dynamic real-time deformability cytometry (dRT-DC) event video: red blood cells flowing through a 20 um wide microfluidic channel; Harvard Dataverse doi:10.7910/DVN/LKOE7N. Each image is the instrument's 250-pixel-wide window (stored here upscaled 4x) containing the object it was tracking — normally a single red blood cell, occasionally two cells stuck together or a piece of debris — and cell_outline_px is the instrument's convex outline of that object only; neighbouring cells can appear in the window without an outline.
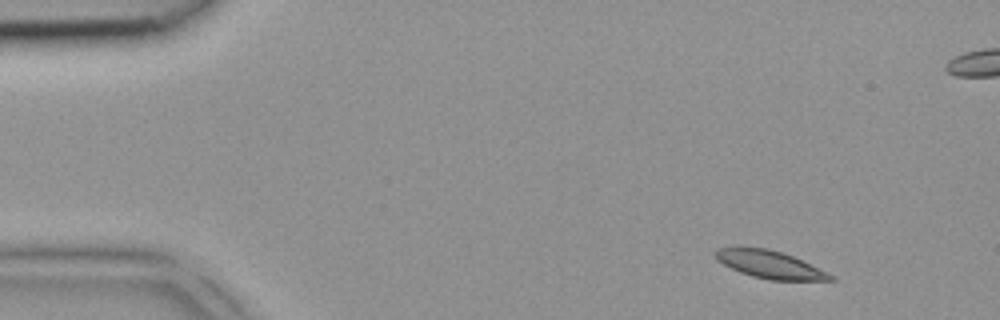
{"species": "common noctule bat (a hibernating species)", "species_latin": "Nyctalus noctula", "temperature_condition": "room temperature", "stored_images_in_passage": 2, "camera_frame_rate_fps": 3000, "um_per_image_px": 0.085, "animal": {"sex": "female", "body_mass_g": 18.4}, "frame": {"image": 1, "passage_image": 1, "time_ms": 0.0, "image_size_px": [1000, 320], "cell_outline_px": [[836, 280], [768, 280], [752, 276], [740, 272], [716, 260], [712, 252], [716, 248], [736, 244], [768, 248], [784, 252], [836, 276]], "centroid_in_image_um": [65.34, 22.43], "position_along_channel_um": 19.7, "area_um2": 19.25}}